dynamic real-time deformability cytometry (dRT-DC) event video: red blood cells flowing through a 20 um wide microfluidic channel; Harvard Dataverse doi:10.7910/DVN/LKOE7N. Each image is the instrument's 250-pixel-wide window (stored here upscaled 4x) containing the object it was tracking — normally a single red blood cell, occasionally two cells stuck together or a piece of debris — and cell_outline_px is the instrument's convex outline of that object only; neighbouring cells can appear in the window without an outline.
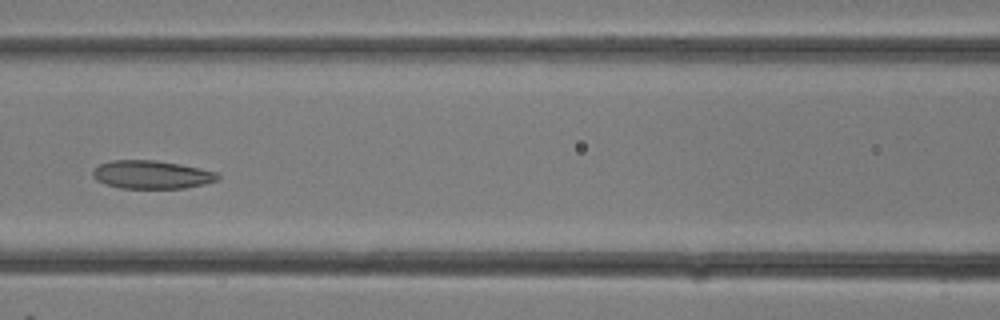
{"species": "common noctule bat (a hibernating species)", "species_latin": "Nyctalus noctula", "temperature_condition": "room temperature", "stored_images_in_passage": 20, "camera_frame_rate_fps": 3000, "um_per_image_px": 0.085, "animal": {"sex": "female"}, "frame": {"image": 1, "passage_image": 12, "time_ms": 3.667, "image_size_px": [1000, 320], "cell_outline_px": [[220, 180], [204, 184], [184, 188], [120, 188], [96, 180], [92, 176], [92, 172], [100, 164], [112, 160], [156, 160], [180, 164], [200, 168], [216, 172], [220, 176]], "centroid_in_image_um": [12.92, 14.84], "position_along_channel_um": 153.7, "area_um2": 20.52}}
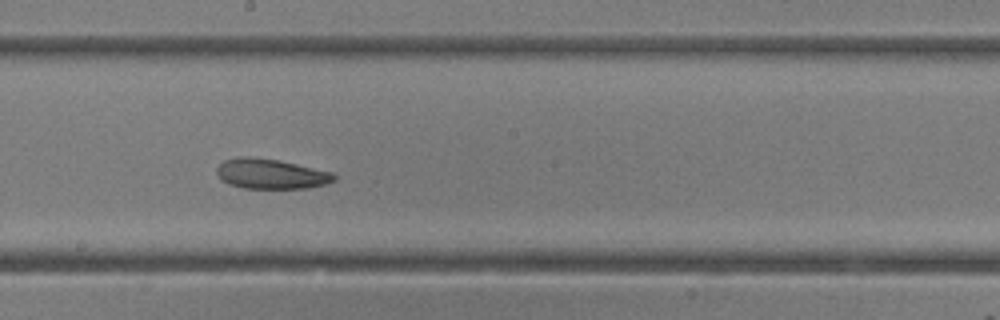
{"frame": {"image": 2, "passage_image": 15, "time_ms": 4.667, "image_size_px": [1000, 320], "cell_outline_px": [[336, 180], [324, 184], [308, 188], [244, 188], [228, 184], [220, 180], [216, 172], [216, 168], [224, 160], [240, 156], [248, 156], [276, 160], [296, 164], [332, 172], [336, 176]], "centroid_in_image_um": [22.99, 14.78], "position_along_channel_um": 225.2, "area_um2": 20.46}}
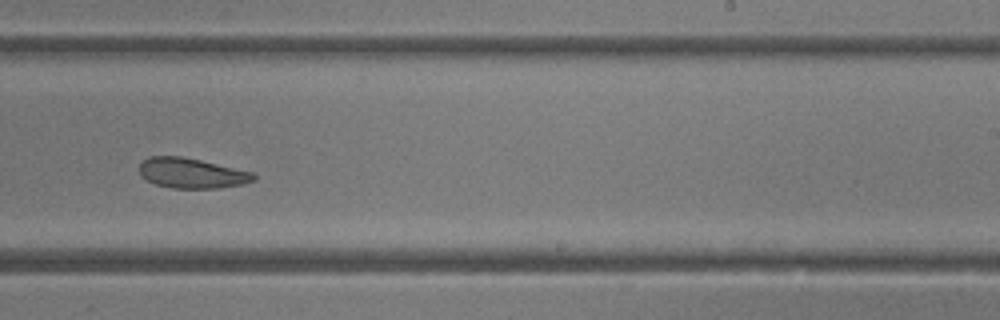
{"frame": {"image": 3, "passage_image": 17, "time_ms": 5.333, "image_size_px": [1000, 320], "cell_outline_px": [[256, 180], [244, 184], [220, 188], [172, 188], [156, 184], [144, 180], [140, 176], [140, 164], [148, 156], [180, 156], [200, 160], [256, 172]], "centroid_in_image_um": [16.33, 14.72], "position_along_channel_um": 272.7, "area_um2": 20.35}}